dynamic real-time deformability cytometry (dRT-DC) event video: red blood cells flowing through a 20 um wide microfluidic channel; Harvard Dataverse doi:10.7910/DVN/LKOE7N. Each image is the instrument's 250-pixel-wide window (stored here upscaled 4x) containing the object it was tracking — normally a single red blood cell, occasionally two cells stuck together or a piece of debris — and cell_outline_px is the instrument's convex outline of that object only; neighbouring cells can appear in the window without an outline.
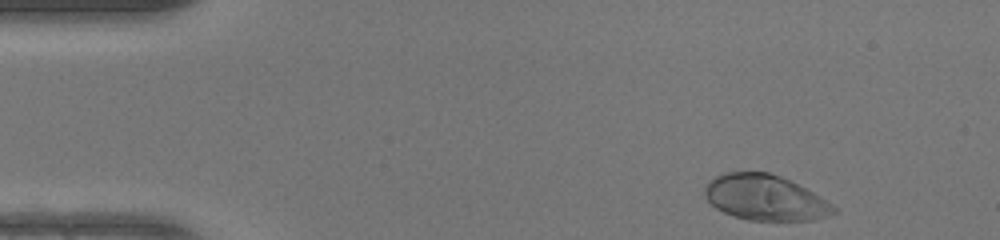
{"species": "human", "species_latin": "Homo sapiens", "temperature_condition": "warm", "stored_images_in_passage": 43, "camera_frame_rate_fps": 3000, "um_per_image_px": 0.085, "donor": {"sex": "female"}, "frame": {"image": 1, "passage_image": 1, "time_ms": 0.0, "image_size_px": [1000, 240], "cell_outline_px": [[836, 212], [828, 216], [812, 220], [748, 220], [732, 216], [716, 208], [704, 196], [704, 188], [708, 180], [724, 172], [768, 172], [780, 176], [820, 196], [832, 204], [836, 208]], "centroid_in_image_um": [65.0, 16.8], "position_along_channel_um": 20.0, "area_um2": 34.04}}
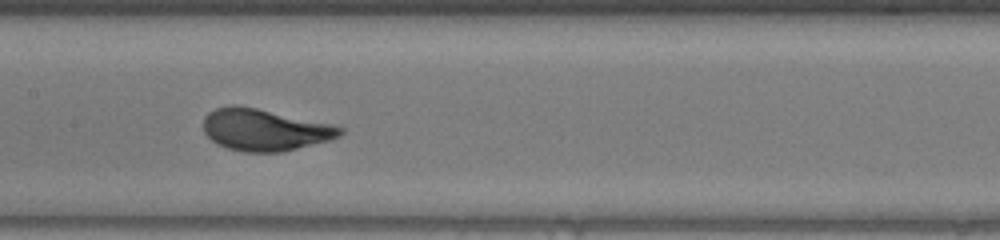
{"frame": {"image": 2, "passage_image": 19, "time_ms": 6.0, "image_size_px": [1000, 240], "cell_outline_px": [[344, 132], [340, 136], [332, 140], [280, 152], [244, 152], [228, 148], [216, 144], [204, 132], [204, 116], [208, 112], [216, 108], [232, 104], [236, 104], [256, 108], [332, 124], [344, 128]], "centroid_in_image_um": [22.5, 11.03], "position_along_channel_um": 184.9, "area_um2": 33.35}}
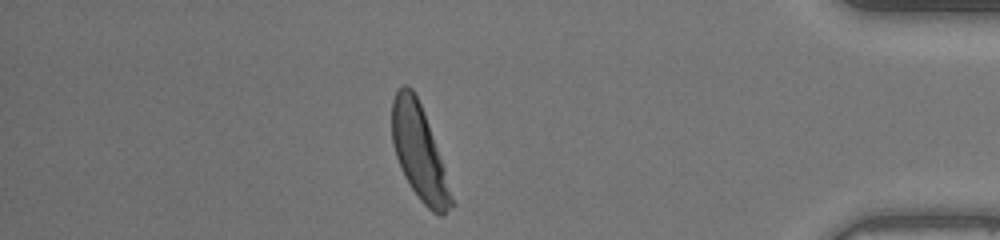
{"frame": {"image": 3, "passage_image": 37, "time_ms": 12.0, "image_size_px": [1000, 240], "cell_outline_px": [[456, 204], [440, 216], [432, 212], [420, 200], [404, 176], [396, 156], [392, 144], [392, 100], [396, 92], [404, 84], [408, 84], [412, 88], [420, 104], [428, 124], [444, 168]], "centroid_in_image_um": [35.63, 12.98], "position_along_channel_um": 399.6, "area_um2": 32.25}, "authors_computed_cell_mechanics": {"area_um2": 32.657, "velocity_mm_per_s": 4.2595, "shape_relaxation_time_tau1_ms": 2.3616, "shape_relaxation_time_tau2_ms": null, "deformation_change_tau1": 0.1865, "deformation_change_tau2": null}}